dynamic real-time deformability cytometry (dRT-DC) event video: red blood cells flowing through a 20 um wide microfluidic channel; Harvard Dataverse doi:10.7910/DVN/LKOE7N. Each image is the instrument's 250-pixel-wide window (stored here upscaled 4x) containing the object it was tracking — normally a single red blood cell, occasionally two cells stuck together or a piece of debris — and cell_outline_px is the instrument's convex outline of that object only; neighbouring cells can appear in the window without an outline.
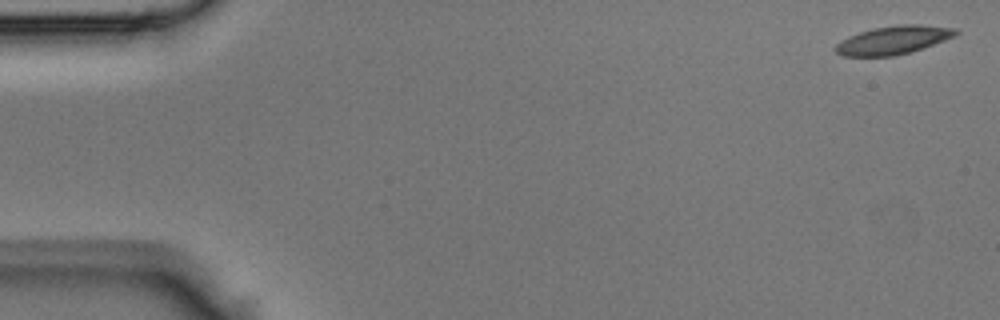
{"species": "Egyptian fruit bat (a non-hibernating species)", "species_latin": "Rousettus aegyptiacus", "temperature_condition": "room temperature", "stored_images_in_passage": 44, "camera_frame_rate_fps": 3000, "um_per_image_px": 0.085, "animal": {"sex": "male"}, "frame": {"image": 1, "passage_image": 1, "time_ms": 0.0, "image_size_px": [1000, 320], "cell_outline_px": [[960, 32], [956, 36], [912, 52], [892, 56], [844, 56], [836, 52], [836, 44], [848, 36], [872, 28], [904, 24], [920, 24], [956, 28]], "centroid_in_image_um": [75.98, 3.4], "position_along_channel_um": 9.0, "area_um2": 19.88}}
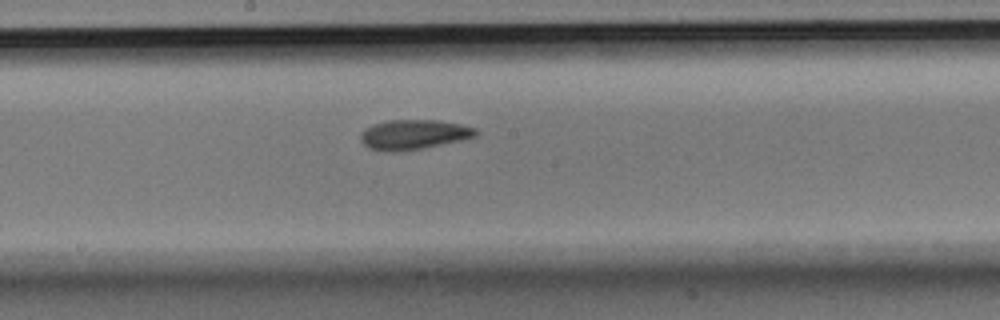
{"frame": {"image": 2, "passage_image": 23, "time_ms": 7.333, "image_size_px": [1000, 320], "cell_outline_px": [[480, 132], [476, 136], [460, 140], [424, 148], [396, 152], [388, 152], [368, 148], [360, 140], [360, 136], [372, 124], [388, 120], [436, 120], [460, 124], [476, 128]], "centroid_in_image_um": [35.18, 11.44], "position_along_channel_um": 213.0, "area_um2": 19.94}}
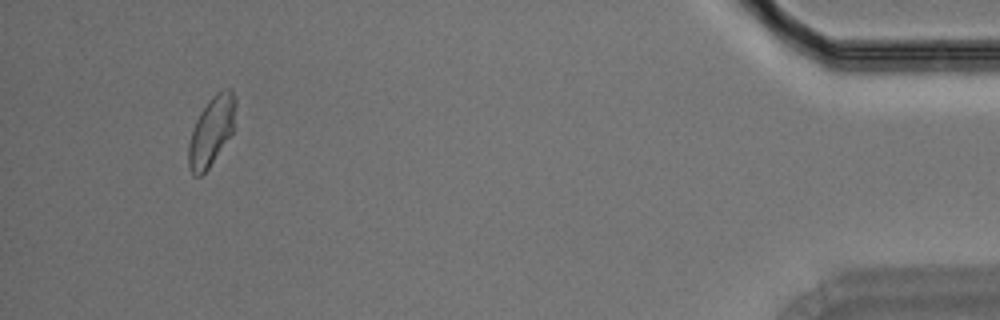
{"frame": {"image": 3, "passage_image": 41, "time_ms": 13.333, "image_size_px": [1000, 320], "cell_outline_px": [[236, 128], [208, 168], [200, 176], [196, 176], [188, 168], [188, 144], [192, 128], [200, 112], [208, 100], [216, 92], [224, 88], [232, 88], [236, 100]], "centroid_in_image_um": [18.0, 11.09], "position_along_channel_um": 417.2, "area_um2": 19.36}}